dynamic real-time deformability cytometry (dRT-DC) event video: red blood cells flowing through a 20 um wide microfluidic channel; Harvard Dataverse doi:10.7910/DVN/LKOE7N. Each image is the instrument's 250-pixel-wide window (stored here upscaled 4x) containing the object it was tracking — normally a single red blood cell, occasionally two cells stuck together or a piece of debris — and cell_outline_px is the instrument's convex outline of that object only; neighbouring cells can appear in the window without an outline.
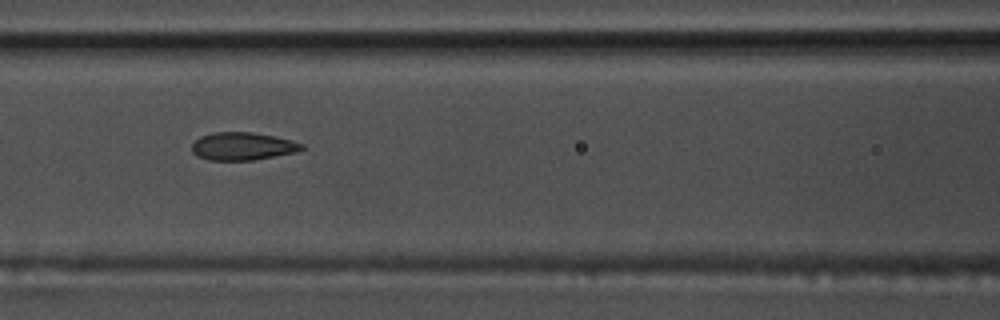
{"species": "common noctule bat (a hibernating species)", "species_latin": "Nyctalus noctula", "temperature_condition": "warm", "stored_images_in_passage": 43, "camera_frame_rate_fps": 3000, "um_per_image_px": 0.085, "animal": {"sex": "male", "body_mass_g": 17.5, "forearm_length_mm": 52.3}, "frame": {"image": 1, "passage_image": 12, "time_ms": 3.667, "image_size_px": [1000, 320], "cell_outline_px": [[304, 148], [296, 152], [252, 160], [208, 160], [196, 156], [192, 152], [192, 144], [200, 136], [216, 132], [252, 132], [292, 140], [304, 144]], "centroid_in_image_um": [20.6, 12.43], "position_along_channel_um": 146.0, "area_um2": 17.74}}
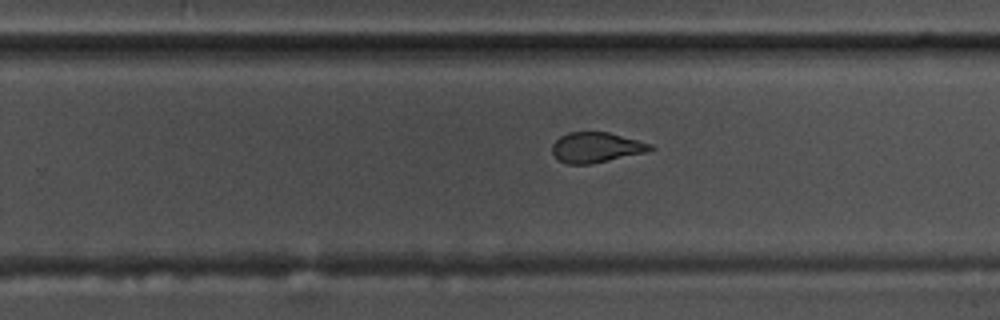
{"frame": {"image": 2, "passage_image": 23, "time_ms": 7.333, "image_size_px": [1000, 320], "cell_outline_px": [[656, 148], [648, 152], [592, 164], [568, 164], [560, 160], [552, 152], [552, 144], [560, 136], [568, 132], [608, 132], [652, 144]], "centroid_in_image_um": [50.7, 12.53], "position_along_channel_um": 279.1, "area_um2": 17.34}}
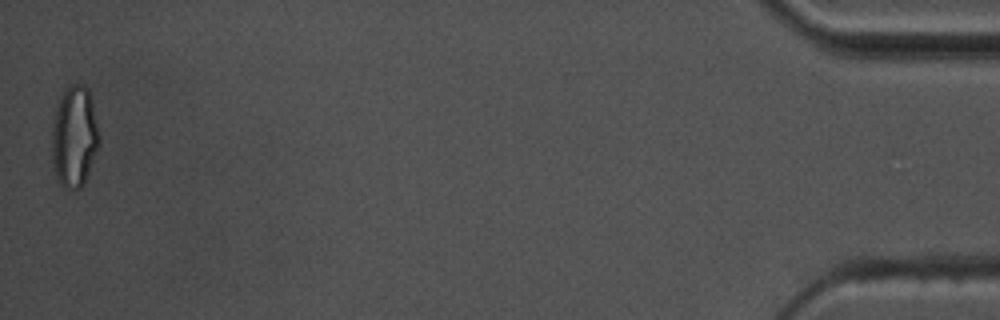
{"frame": {"image": 3, "passage_image": 43, "time_ms": 14.0, "image_size_px": [1000, 320], "cell_outline_px": [[100, 140], [84, 184], [80, 188], [64, 188], [60, 184], [52, 168], [52, 124], [56, 108], [60, 96], [64, 88], [72, 84], [84, 84], [88, 88], [92, 100], [100, 136]], "centroid_in_image_um": [6.31, 11.59], "position_along_channel_um": 428.9, "area_um2": 28.15}, "authors_computed_cell_mechanics": {"area_um2": 18.6116, "velocity_mm_per_s": 3.6422, "shape_relaxation_time_tau1_ms": null, "shape_relaxation_time_tau2_ms": 1.4041, "deformation_change_tau1": null, "deformation_change_tau2": 0.0923}}